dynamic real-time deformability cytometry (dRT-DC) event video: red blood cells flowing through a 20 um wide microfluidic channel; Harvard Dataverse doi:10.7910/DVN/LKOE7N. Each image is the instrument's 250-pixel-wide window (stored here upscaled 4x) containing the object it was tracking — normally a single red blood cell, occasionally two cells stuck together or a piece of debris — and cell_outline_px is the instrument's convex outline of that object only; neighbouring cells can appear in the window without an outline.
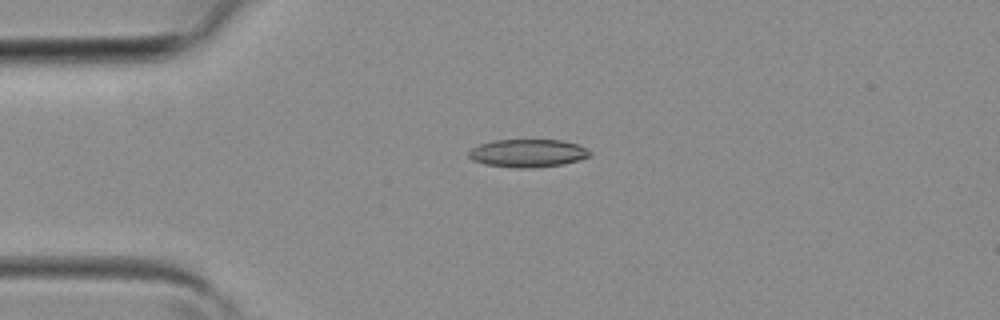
{"species": "common noctule bat (a hibernating species)", "species_latin": "Nyctalus noctula", "temperature_condition": "room temperature", "stored_images_in_passage": 3, "camera_frame_rate_fps": 3000, "um_per_image_px": 0.085, "animal": {"sex": "female", "body_mass_g": 19.3, "forearm_length_mm": 54.1}, "frame": {"image": 1, "passage_image": 3, "time_ms": 0.667, "image_size_px": [1000, 320], "cell_outline_px": [[592, 156], [580, 160], [560, 164], [532, 168], [512, 168], [484, 164], [472, 160], [468, 156], [468, 152], [472, 148], [480, 144], [496, 140], [564, 140], [580, 144], [592, 152]], "centroid_in_image_um": [44.89, 13.02], "position_along_channel_um": 40.1, "area_um2": 19.94}}